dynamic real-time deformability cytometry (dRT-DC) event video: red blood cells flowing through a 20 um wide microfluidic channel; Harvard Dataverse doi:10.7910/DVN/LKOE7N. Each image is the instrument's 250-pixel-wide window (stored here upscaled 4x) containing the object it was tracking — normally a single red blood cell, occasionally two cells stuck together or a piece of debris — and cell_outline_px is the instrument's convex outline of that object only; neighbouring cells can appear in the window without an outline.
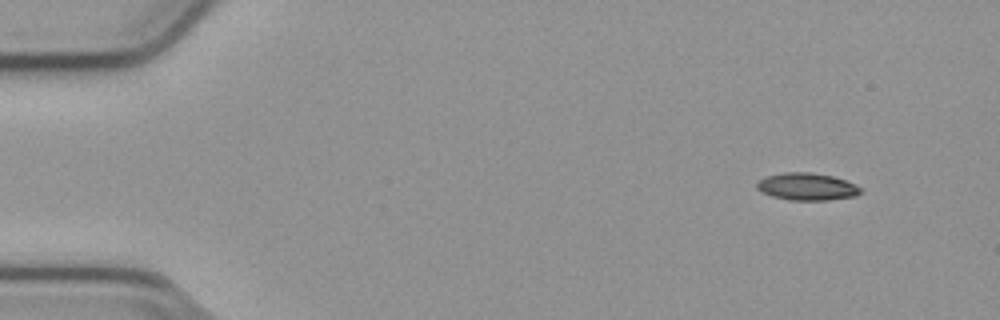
{"species": "common noctule bat (a hibernating species)", "species_latin": "Nyctalus noctula", "temperature_condition": "cold", "stored_images_in_passage": 50, "camera_frame_rate_fps": 3000, "um_per_image_px": 0.085, "animal": {"sex": "male", "body_mass_g": 23.1, "forearm_length_mm": 52.7}, "frame": {"image": 1, "passage_image": 1, "time_ms": 0.0, "image_size_px": [1000, 320], "cell_outline_px": [[860, 192], [856, 196], [828, 200], [788, 200], [772, 196], [756, 188], [756, 184], [764, 176], [784, 172], [812, 172], [832, 176], [844, 180], [860, 188]], "centroid_in_image_um": [68.55, 15.86], "position_along_channel_um": 16.5, "area_um2": 16.36}}
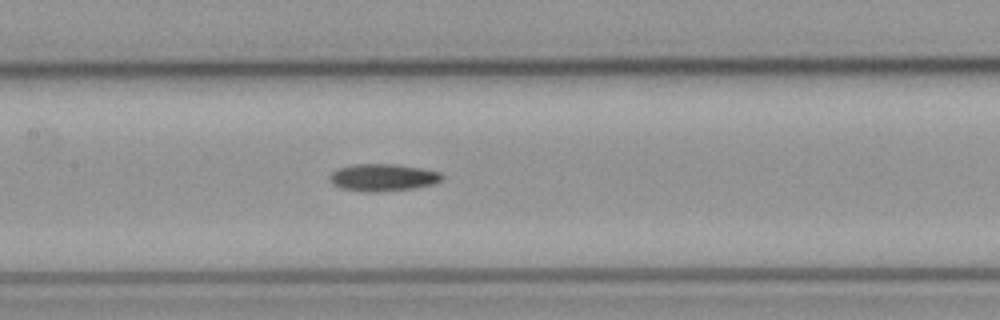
{"frame": {"image": 2, "passage_image": 22, "time_ms": 7.0, "image_size_px": [1000, 320], "cell_outline_px": [[444, 176], [440, 180], [432, 184], [412, 188], [376, 192], [368, 192], [340, 188], [332, 184], [328, 176], [336, 168], [356, 164], [396, 164], [420, 168], [440, 172]], "centroid_in_image_um": [32.49, 15.08], "position_along_channel_um": 174.9, "area_um2": 17.74}}
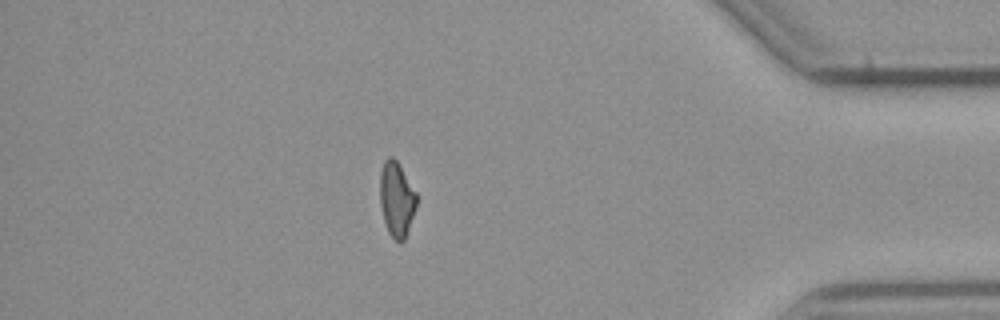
{"frame": {"image": 3, "passage_image": 43, "time_ms": 14.0, "image_size_px": [1000, 320], "cell_outline_px": [[416, 208], [404, 240], [400, 244], [388, 232], [384, 220], [380, 204], [380, 172], [384, 160], [388, 156], [392, 156], [396, 160], [416, 192]], "centroid_in_image_um": [33.7, 16.92], "position_along_channel_um": 401.5, "area_um2": 15.84}}